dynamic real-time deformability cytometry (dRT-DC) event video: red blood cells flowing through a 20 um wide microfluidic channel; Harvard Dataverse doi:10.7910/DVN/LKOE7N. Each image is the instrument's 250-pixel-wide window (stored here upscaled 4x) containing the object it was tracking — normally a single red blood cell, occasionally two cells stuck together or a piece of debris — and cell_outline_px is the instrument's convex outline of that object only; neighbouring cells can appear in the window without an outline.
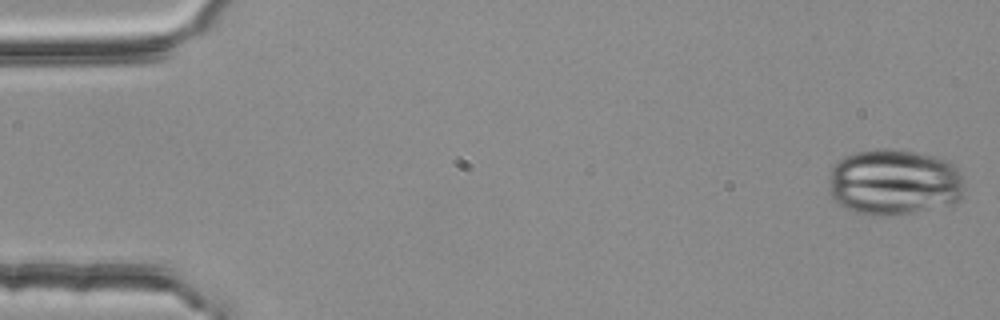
{"species": "common noctule bat (a hibernating species)", "species_latin": "Nyctalus noctula", "temperature_condition": "room temperature", "stored_images_in_passage": 6, "camera_frame_rate_fps": 3000, "um_per_image_px": 0.085, "animal": {"sex": "female", "body_mass_g": 25.1}, "frame": {"image": 1, "passage_image": 1, "time_ms": 0.0, "image_size_px": [1000, 320], "cell_outline_px": [[964, 196], [960, 200], [952, 204], [912, 212], [872, 216], [856, 212], [840, 204], [828, 192], [832, 168], [836, 160], [844, 156], [856, 152], [876, 148], [892, 148], [932, 156], [948, 160], [956, 168], [964, 180]], "centroid_in_image_um": [76.01, 15.47], "position_along_channel_um": 9.0, "area_um2": 52.37}}
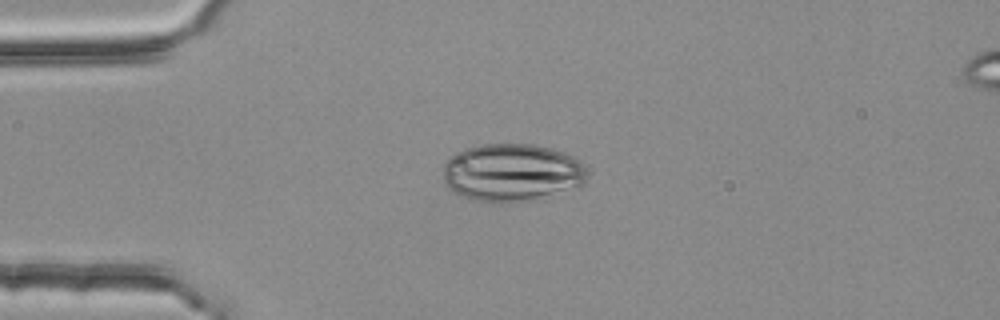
{"frame": {"image": 2, "passage_image": 4, "time_ms": 1.0, "image_size_px": [1000, 320], "cell_outline_px": [[584, 184], [544, 200], [476, 200], [464, 196], [448, 188], [444, 180], [444, 164], [456, 152], [464, 148], [480, 144], [532, 144], [552, 148], [564, 152], [580, 160], [584, 168]], "centroid_in_image_um": [43.55, 14.64], "position_along_channel_um": 41.5, "area_um2": 48.21}}